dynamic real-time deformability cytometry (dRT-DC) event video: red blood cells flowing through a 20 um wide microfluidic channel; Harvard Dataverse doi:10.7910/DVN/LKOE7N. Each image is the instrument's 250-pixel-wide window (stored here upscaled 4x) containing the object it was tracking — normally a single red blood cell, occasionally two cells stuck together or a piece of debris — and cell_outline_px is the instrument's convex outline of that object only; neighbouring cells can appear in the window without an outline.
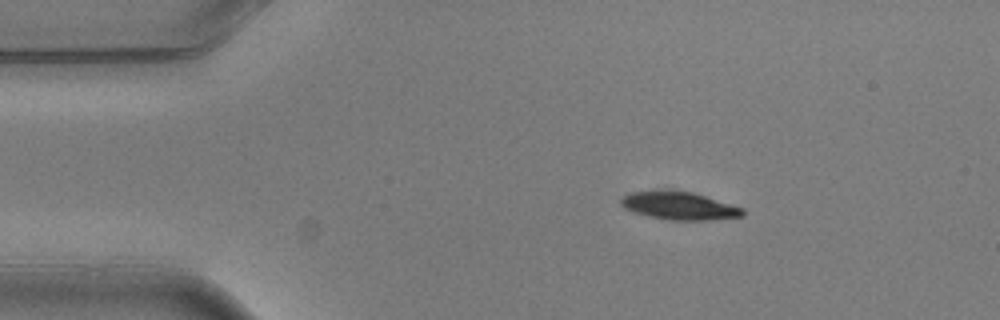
{"species": "common noctule bat (a hibernating species)", "species_latin": "Nyctalus noctula", "temperature_condition": "warm", "stored_images_in_passage": 4, "camera_frame_rate_fps": 3000, "um_per_image_px": 0.085, "animal": {"sex": "male", "body_mass_g": 20.5, "forearm_length_mm": 52.5}, "frame": {"image": 1, "passage_image": 1, "time_ms": 0.0, "image_size_px": [1000, 320], "cell_outline_px": [[744, 216], [708, 220], [668, 220], [648, 216], [632, 212], [624, 208], [620, 204], [620, 200], [624, 196], [632, 192], [692, 192], [744, 208]], "centroid_in_image_um": [57.75, 17.53], "position_along_channel_um": 27.3, "area_um2": 19.31}}
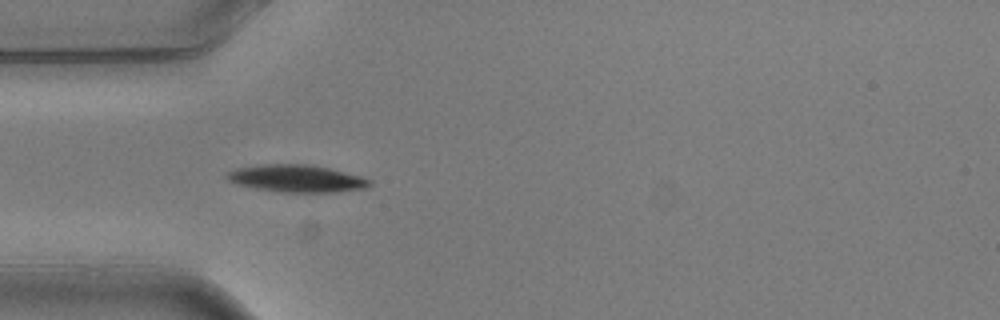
{"frame": {"image": 2, "passage_image": 3, "time_ms": 0.667, "image_size_px": [1000, 320], "cell_outline_px": [[372, 184], [368, 188], [336, 192], [280, 192], [256, 188], [236, 184], [228, 180], [224, 176], [228, 172], [236, 168], [264, 164], [304, 164], [328, 168], [360, 176], [372, 180]], "centroid_in_image_um": [25.22, 15.18], "position_along_channel_um": 59.8, "area_um2": 22.66}}
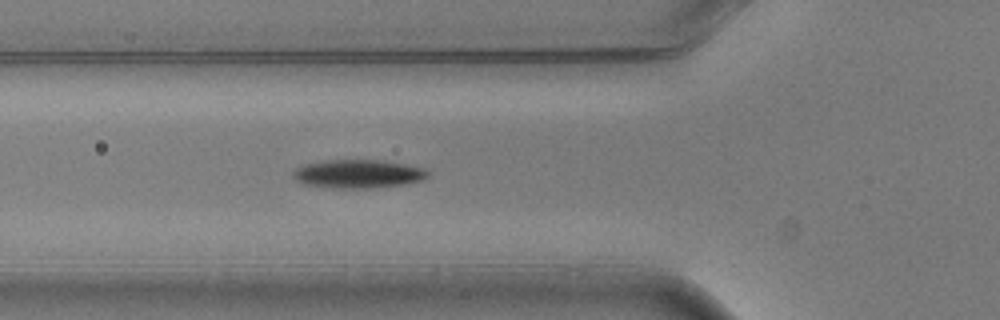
{"frame": {"image": 3, "passage_image": 4, "time_ms": 1.0, "image_size_px": [1000, 320], "cell_outline_px": [[428, 176], [424, 180], [404, 184], [372, 188], [332, 188], [304, 184], [296, 180], [292, 176], [292, 172], [296, 168], [304, 164], [324, 160], [384, 160], [424, 168], [428, 172]], "centroid_in_image_um": [30.42, 14.78], "position_along_channel_um": 95.4, "area_um2": 22.48}}